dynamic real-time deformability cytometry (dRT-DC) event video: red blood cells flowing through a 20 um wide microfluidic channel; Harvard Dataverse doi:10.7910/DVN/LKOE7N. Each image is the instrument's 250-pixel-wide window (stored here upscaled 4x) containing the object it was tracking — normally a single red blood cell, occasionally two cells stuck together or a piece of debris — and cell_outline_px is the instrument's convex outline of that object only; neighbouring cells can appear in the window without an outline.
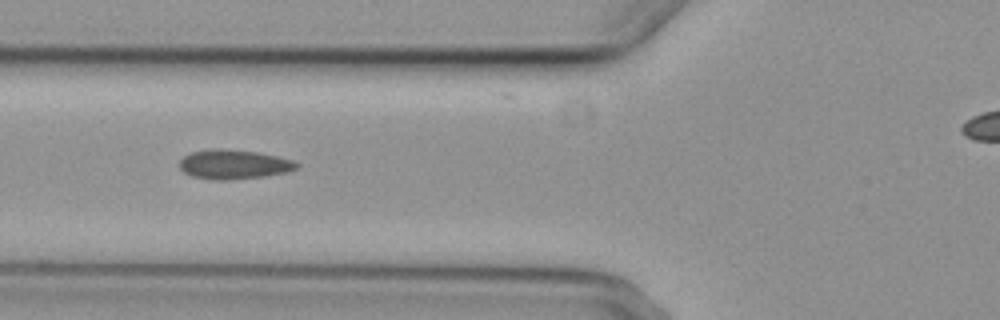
{"species": "common noctule bat (a hibernating species)", "species_latin": "Nyctalus noctula", "temperature_condition": "cold", "stored_images_in_passage": 5, "camera_frame_rate_fps": 3000, "um_per_image_px": 0.085, "animal": {"sex": "female", "body_mass_g": 29.2, "forearm_length_mm": 56.3}, "frame": {"image": 1, "passage_image": 3, "time_ms": 2.333, "image_size_px": [1000, 320], "cell_outline_px": [[300, 168], [288, 172], [264, 176], [228, 180], [216, 180], [192, 176], [184, 172], [180, 168], [180, 160], [184, 156], [192, 152], [212, 148], [216, 148], [256, 152], [276, 156], [292, 160], [300, 164]], "centroid_in_image_um": [19.9, 13.97], "position_along_channel_um": 105.9, "area_um2": 20.0}}
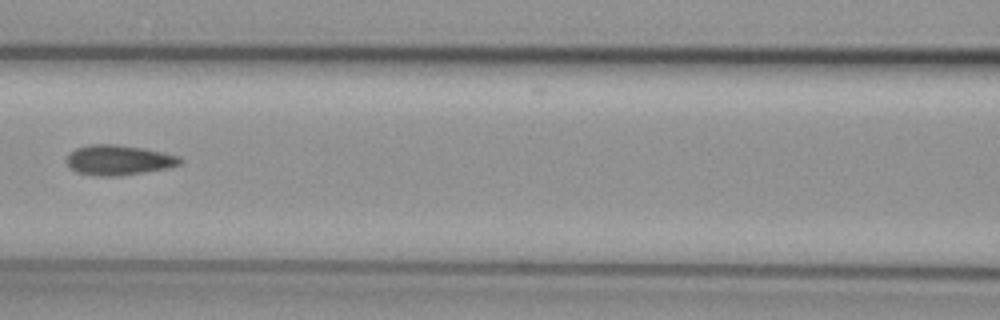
{"frame": {"image": 2, "passage_image": 4, "time_ms": 3.667, "image_size_px": [1000, 320], "cell_outline_px": [[184, 160], [180, 164], [168, 168], [120, 176], [92, 176], [76, 172], [68, 168], [64, 160], [76, 148], [88, 144], [116, 144], [144, 148], [180, 156]], "centroid_in_image_um": [10.05, 13.61], "position_along_channel_um": 156.5, "area_um2": 20.23}}